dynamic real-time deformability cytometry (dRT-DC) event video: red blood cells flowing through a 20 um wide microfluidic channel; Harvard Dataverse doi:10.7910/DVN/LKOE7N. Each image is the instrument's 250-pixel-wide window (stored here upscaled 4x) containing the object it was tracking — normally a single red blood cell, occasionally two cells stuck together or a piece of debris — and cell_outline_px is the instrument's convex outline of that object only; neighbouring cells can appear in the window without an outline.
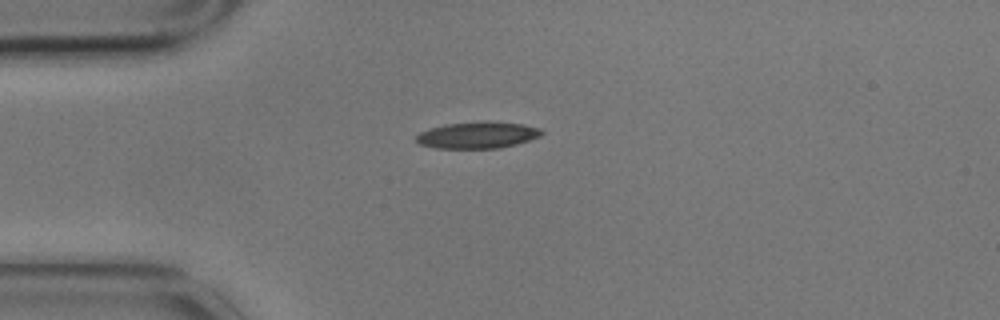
{"species": "common noctule bat (a hibernating species)", "species_latin": "Nyctalus noctula", "temperature_condition": "cold", "stored_images_in_passage": 5, "camera_frame_rate_fps": 3000, "um_per_image_px": 0.085, "animal": {"sex": "male", "body_mass_g": 17.9}, "frame": {"image": 1, "passage_image": 1, "time_ms": 0.0, "image_size_px": [1000, 320], "cell_outline_px": [[544, 132], [540, 136], [516, 144], [500, 148], [436, 148], [420, 144], [416, 140], [416, 136], [420, 132], [444, 124], [484, 120], [488, 120], [524, 124], [540, 128]], "centroid_in_image_um": [40.62, 11.46], "position_along_channel_um": 44.4, "area_um2": 19.59}}